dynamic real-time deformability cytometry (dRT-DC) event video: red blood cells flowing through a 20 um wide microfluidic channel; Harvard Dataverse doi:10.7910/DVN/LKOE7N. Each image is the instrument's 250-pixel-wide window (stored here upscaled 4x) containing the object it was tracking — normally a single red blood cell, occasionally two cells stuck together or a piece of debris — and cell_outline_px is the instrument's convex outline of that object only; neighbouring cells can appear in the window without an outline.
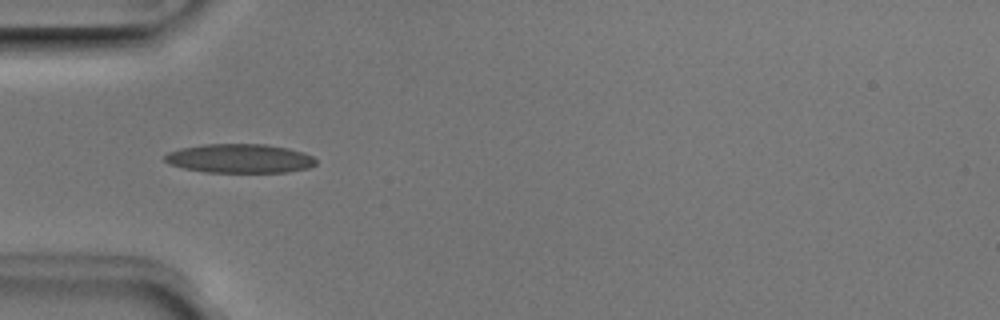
{"species": "Egyptian fruit bat (a non-hibernating species)", "species_latin": "Rousettus aegyptiacus", "temperature_condition": "room temperature", "stored_images_in_passage": 5, "camera_frame_rate_fps": 3000, "um_per_image_px": 0.085, "animal": {"sex": "male"}, "frame": {"image": 1, "passage_image": 4, "time_ms": 1.0, "image_size_px": [1000, 320], "cell_outline_px": [[316, 164], [308, 168], [288, 172], [204, 172], [184, 168], [168, 164], [164, 160], [164, 156], [168, 152], [180, 148], [204, 144], [264, 144], [288, 148], [304, 152], [312, 156], [316, 160]], "centroid_in_image_um": [20.36, 13.47], "position_along_channel_um": 64.6, "area_um2": 25.66}}